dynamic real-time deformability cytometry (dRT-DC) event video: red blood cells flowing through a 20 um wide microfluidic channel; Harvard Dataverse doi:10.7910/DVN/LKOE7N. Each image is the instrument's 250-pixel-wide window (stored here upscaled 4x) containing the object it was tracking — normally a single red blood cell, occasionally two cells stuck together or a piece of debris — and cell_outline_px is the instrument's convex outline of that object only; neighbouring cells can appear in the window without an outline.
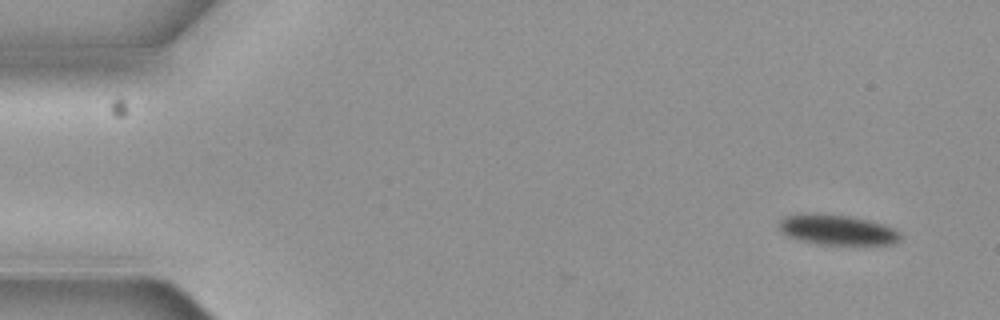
{"species": "common noctule bat (a hibernating species)", "species_latin": "Nyctalus noctula", "temperature_condition": "cold", "stored_images_in_passage": 6, "segment_of_instrument_passage": [2, 2], "camera_frame_rate_fps": 3000, "um_per_image_px": 0.085, "animal": {"sex": "female", "body_mass_g": 19.3, "forearm_length_mm": 54.1}, "frame": {"image": 1, "passage_image": 6, "time_ms": 1.667, "image_size_px": [1000, 320], "cell_outline_px": [[900, 240], [892, 244], [820, 244], [800, 240], [788, 236], [780, 228], [780, 220], [784, 216], [804, 212], [816, 212], [852, 216], [884, 224], [896, 228], [900, 232]], "centroid_in_image_um": [71.17, 19.5], "position_along_channel_um": 13.8, "area_um2": 21.56}}